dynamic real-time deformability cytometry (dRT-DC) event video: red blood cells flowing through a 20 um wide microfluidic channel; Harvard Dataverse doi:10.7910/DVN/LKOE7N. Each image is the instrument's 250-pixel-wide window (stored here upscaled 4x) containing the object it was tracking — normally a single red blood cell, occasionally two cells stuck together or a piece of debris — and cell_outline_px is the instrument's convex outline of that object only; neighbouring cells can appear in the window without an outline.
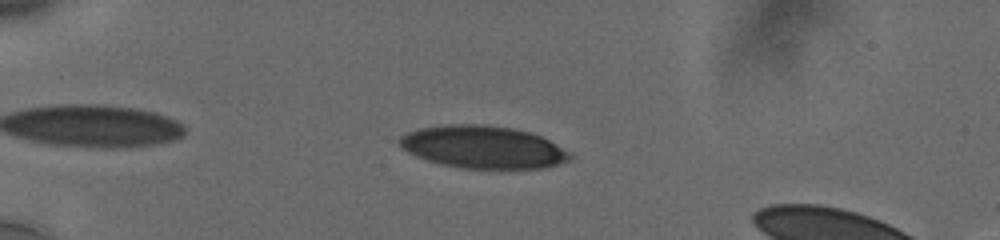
{"species": "human", "species_latin": "Homo sapiens", "temperature_condition": "cold", "stored_images_in_passage": 58, "segment_of_instrument_passage": [1, 2], "camera_frame_rate_fps": 3000, "um_per_image_px": 0.085, "donor": {"sex": "male"}, "frame": {"image": 1, "passage_image": 10, "time_ms": 2.333, "image_size_px": [1000, 240], "cell_outline_px": [[568, 160], [556, 164], [540, 168], [464, 168], [444, 164], [428, 160], [404, 148], [400, 144], [400, 136], [408, 132], [424, 128], [448, 124], [484, 124], [512, 128], [528, 132], [540, 136], [548, 140], [568, 152]], "centroid_in_image_um": [41.05, 12.49], "position_along_channel_um": 43.9, "area_um2": 41.04}}
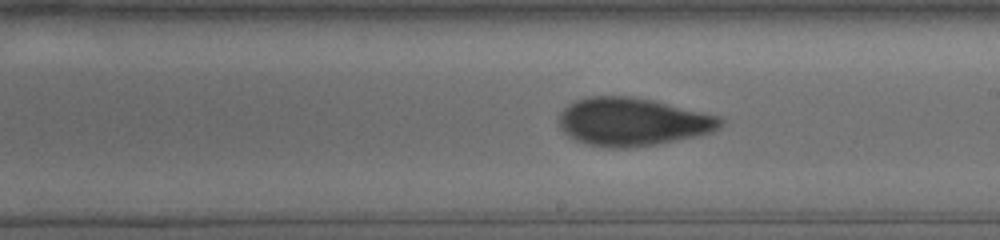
{"frame": {"image": 2, "passage_image": 32, "time_ms": 8.667, "image_size_px": [1000, 240], "cell_outline_px": [[720, 128], [712, 132], [656, 144], [624, 148], [604, 148], [584, 144], [568, 136], [560, 128], [560, 112], [568, 104], [576, 100], [588, 96], [628, 96], [652, 100], [716, 116], [720, 120]], "centroid_in_image_um": [53.67, 10.36], "position_along_channel_um": 235.3, "area_um2": 44.68}}
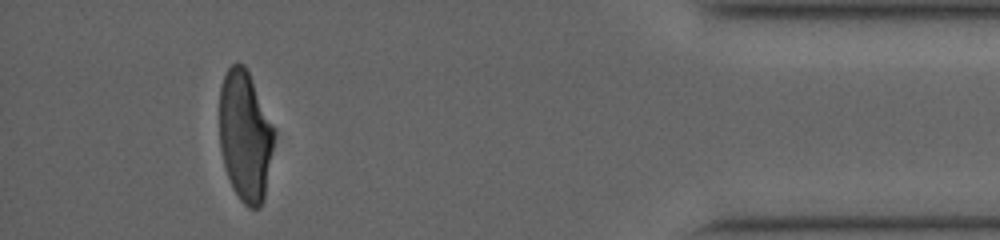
{"frame": {"image": 3, "passage_image": 52, "time_ms": 14.667, "image_size_px": [1000, 240], "cell_outline_px": [[272, 148], [264, 200], [260, 208], [248, 208], [240, 200], [232, 188], [224, 164], [220, 148], [220, 88], [224, 76], [228, 68], [232, 64], [244, 64], [248, 72], [272, 128]], "centroid_in_image_um": [20.79, 11.61], "position_along_channel_um": 414.4, "area_um2": 40.46}}